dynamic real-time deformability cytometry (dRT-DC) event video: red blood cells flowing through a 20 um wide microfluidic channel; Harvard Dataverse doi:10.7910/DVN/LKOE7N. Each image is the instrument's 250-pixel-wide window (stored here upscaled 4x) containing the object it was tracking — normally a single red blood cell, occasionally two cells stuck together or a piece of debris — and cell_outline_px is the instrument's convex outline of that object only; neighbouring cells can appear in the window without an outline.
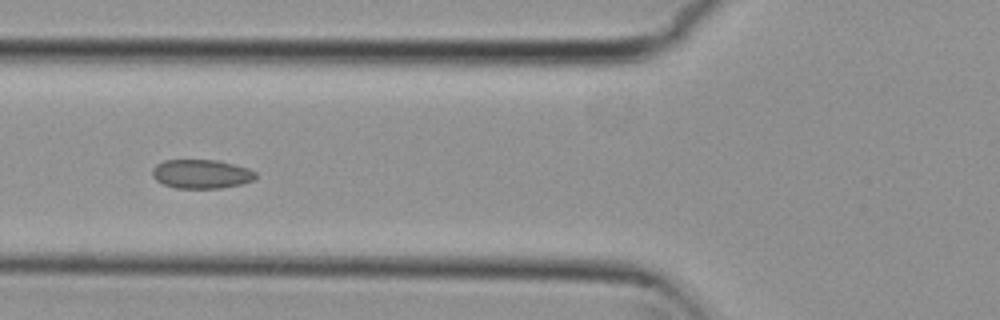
{"species": "common noctule bat (a hibernating species)", "species_latin": "Nyctalus noctula", "temperature_condition": "cold", "stored_images_in_passage": 10, "camera_frame_rate_fps": 3000, "um_per_image_px": 0.085, "animal": {"sex": "female", "body_mass_g": 29.2, "forearm_length_mm": 56.3}, "frame": {"image": 1, "passage_image": 5, "time_ms": 1.333, "image_size_px": [1000, 320], "cell_outline_px": [[256, 176], [252, 180], [244, 184], [220, 188], [176, 188], [164, 184], [156, 180], [152, 176], [152, 168], [156, 164], [164, 160], [216, 160], [248, 168], [256, 172]], "centroid_in_image_um": [17.1, 14.79], "position_along_channel_um": 108.7, "area_um2": 17.46}}
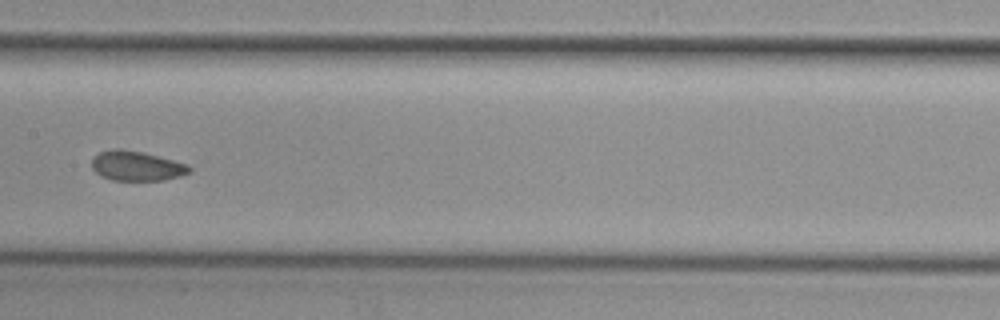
{"frame": {"image": 2, "passage_image": 7, "time_ms": 2.0, "image_size_px": [1000, 320], "cell_outline_px": [[192, 172], [180, 176], [164, 180], [112, 180], [100, 176], [92, 168], [92, 156], [100, 152], [112, 148], [120, 148], [144, 152], [188, 164], [192, 168]], "centroid_in_image_um": [11.61, 14.09], "position_along_channel_um": 195.8, "area_um2": 17.17}}
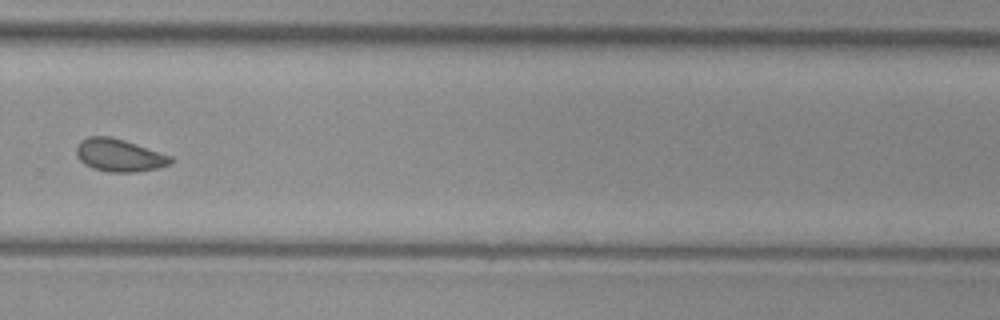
{"frame": {"image": 3, "passage_image": 10, "time_ms": 3.0, "image_size_px": [1000, 320], "cell_outline_px": [[176, 160], [160, 168], [136, 172], [108, 172], [92, 168], [84, 164], [76, 156], [76, 148], [80, 140], [88, 136], [108, 136], [124, 140], [172, 156]], "centroid_in_image_um": [10.13, 13.2], "position_along_channel_um": 319.7, "area_um2": 18.09}}